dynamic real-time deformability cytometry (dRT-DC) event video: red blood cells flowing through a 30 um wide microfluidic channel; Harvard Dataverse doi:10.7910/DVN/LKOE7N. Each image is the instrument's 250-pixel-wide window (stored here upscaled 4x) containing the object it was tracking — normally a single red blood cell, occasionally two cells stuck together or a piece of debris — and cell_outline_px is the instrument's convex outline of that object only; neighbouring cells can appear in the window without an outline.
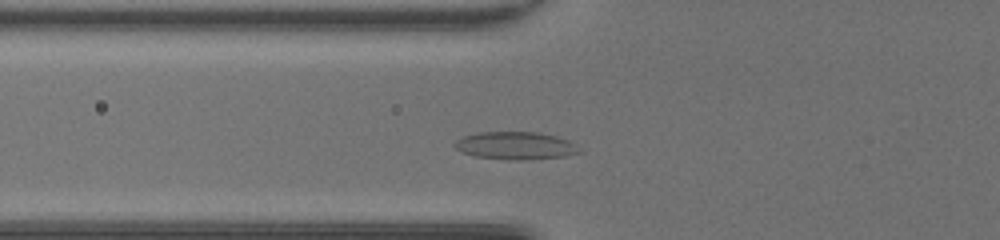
{"species": "common noctule bat (a hibernating species)", "species_latin": "Nyctalus noctula", "temperature_condition": "room temperature", "stored_images_in_passage": 38, "camera_frame_rate_fps": 3000, "um_per_image_px": 0.085, "animal": {"sex": "female", "body_mass_g": 20.0, "forearm_length_mm": 54.0}, "frame": {"image": 1, "passage_image": 8, "time_ms": 2.333, "image_size_px": [1000, 240], "cell_outline_px": [[584, 152], [564, 156], [524, 160], [512, 160], [476, 156], [460, 152], [452, 144], [456, 140], [464, 136], [476, 132], [536, 132], [556, 136], [568, 140], [576, 144]], "centroid_in_image_um": [43.83, 12.38], "position_along_channel_um": 82.0, "area_um2": 20.23}}
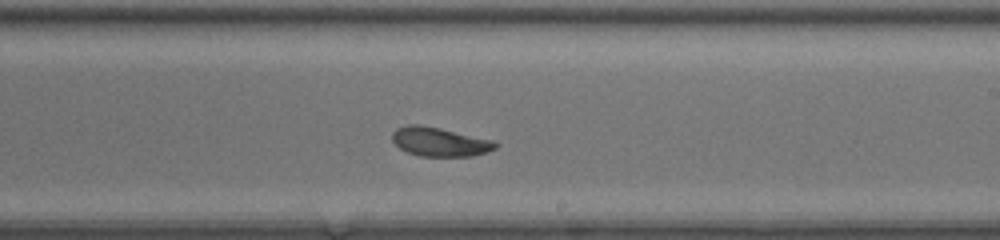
{"frame": {"image": 2, "passage_image": 20, "time_ms": 6.333, "image_size_px": [1000, 240], "cell_outline_px": [[500, 144], [496, 148], [488, 152], [472, 156], [420, 156], [408, 152], [400, 148], [392, 140], [392, 132], [396, 128], [408, 124], [416, 124], [440, 128], [496, 140]], "centroid_in_image_um": [37.42, 12.05], "position_along_channel_um": 251.6, "area_um2": 17.63}}
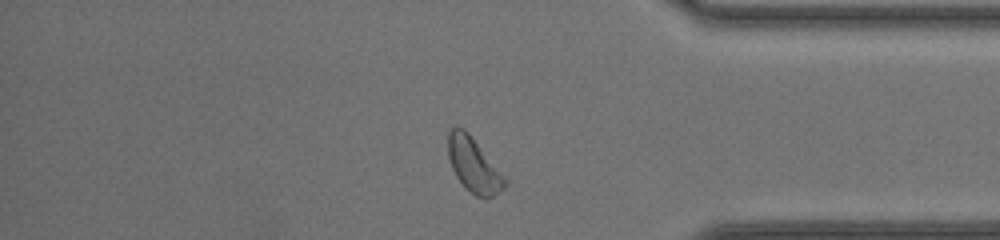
{"frame": {"image": 3, "passage_image": 31, "time_ms": 10.0, "image_size_px": [1000, 240], "cell_outline_px": [[508, 184], [504, 188], [492, 196], [484, 200], [476, 196], [464, 188], [456, 176], [452, 168], [448, 156], [448, 132], [452, 128], [464, 128], [468, 132], [508, 180]], "centroid_in_image_um": [40.27, 14.07], "position_along_channel_um": 394.9, "area_um2": 18.03}, "authors_computed_cell_mechanics": {"area_um2": 17.8602, "velocity_mm_per_s": 4.2372, "shape_relaxation_time_tau1_ms": 3.1469, "shape_relaxation_time_tau2_ms": 1.7133, "deformation_change_tau1": 0.1104, "deformation_change_tau2": 0.0744}}